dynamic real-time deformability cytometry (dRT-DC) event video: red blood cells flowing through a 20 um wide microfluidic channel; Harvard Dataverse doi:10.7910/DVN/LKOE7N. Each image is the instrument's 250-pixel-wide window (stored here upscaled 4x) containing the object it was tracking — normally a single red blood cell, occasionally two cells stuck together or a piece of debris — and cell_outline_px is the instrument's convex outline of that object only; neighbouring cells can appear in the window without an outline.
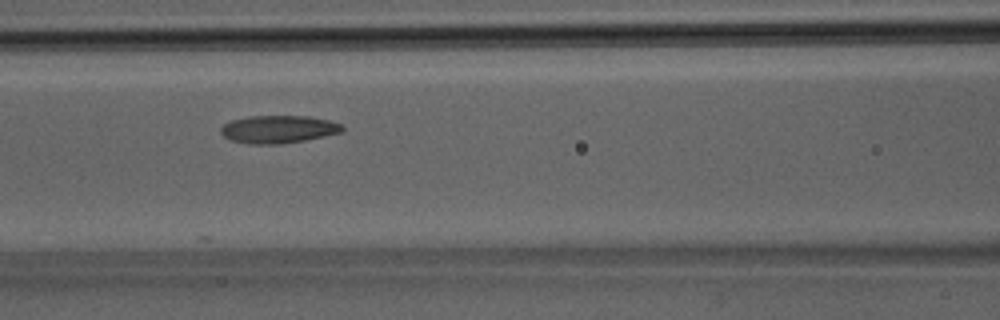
{"species": "Egyptian fruit bat (a non-hibernating species)", "species_latin": "Rousettus aegyptiacus", "temperature_condition": "room temperature", "stored_images_in_passage": 10, "camera_frame_rate_fps": 3000, "um_per_image_px": 0.085, "animal": {"sex": "male"}, "frame": {"image": 1, "passage_image": 7, "time_ms": 2.0, "image_size_px": [1000, 320], "cell_outline_px": [[344, 132], [304, 140], [280, 144], [248, 144], [232, 140], [224, 136], [220, 132], [220, 128], [224, 124], [232, 120], [252, 116], [308, 116], [328, 120], [340, 124], [344, 128]], "centroid_in_image_um": [23.66, 10.99], "position_along_channel_um": 142.9, "area_um2": 19.54}}
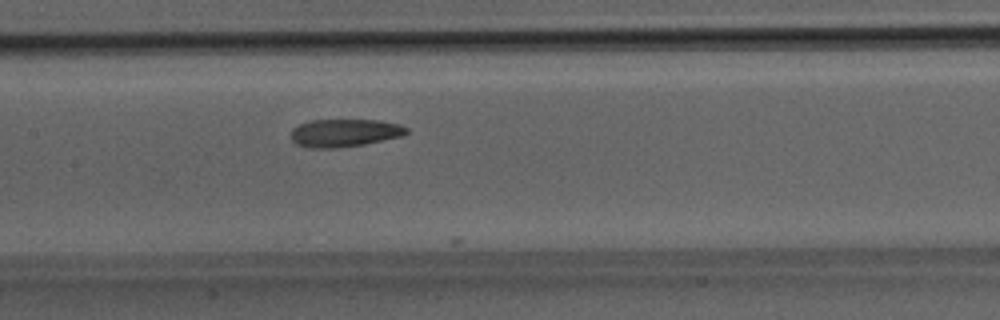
{"frame": {"image": 2, "passage_image": 9, "time_ms": 2.667, "image_size_px": [1000, 320], "cell_outline_px": [[408, 132], [404, 136], [364, 144], [336, 148], [308, 148], [296, 144], [292, 140], [292, 128], [300, 124], [312, 120], [380, 120], [400, 124], [408, 128]], "centroid_in_image_um": [29.31, 11.3], "position_along_channel_um": 178.1, "area_um2": 18.84}}